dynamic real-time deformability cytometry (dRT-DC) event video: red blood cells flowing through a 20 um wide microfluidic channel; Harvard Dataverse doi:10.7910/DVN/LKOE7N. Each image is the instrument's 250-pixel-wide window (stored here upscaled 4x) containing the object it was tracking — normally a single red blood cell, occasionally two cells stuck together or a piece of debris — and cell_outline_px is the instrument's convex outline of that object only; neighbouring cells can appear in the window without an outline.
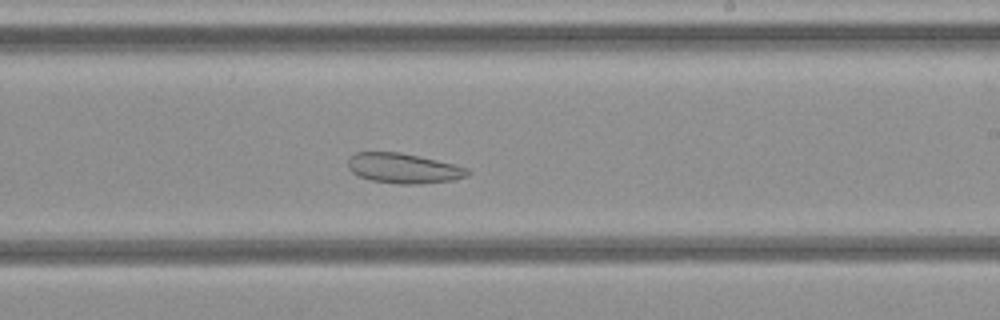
{"species": "common noctule bat (a hibernating species)", "species_latin": "Nyctalus noctula", "temperature_condition": "cold", "stored_images_in_passage": 37, "camera_frame_rate_fps": 3000, "um_per_image_px": 0.085, "animal": {"sex": "female", "body_mass_g": 21.9}, "frame": {"image": 1, "passage_image": 22, "time_ms": 7.0, "image_size_px": [1000, 320], "cell_outline_px": [[472, 172], [468, 176], [452, 180], [420, 184], [400, 184], [372, 180], [360, 176], [352, 172], [348, 168], [348, 156], [356, 152], [400, 152], [436, 160], [468, 168]], "centroid_in_image_um": [34.29, 14.3], "position_along_channel_um": 254.7, "area_um2": 20.87}}